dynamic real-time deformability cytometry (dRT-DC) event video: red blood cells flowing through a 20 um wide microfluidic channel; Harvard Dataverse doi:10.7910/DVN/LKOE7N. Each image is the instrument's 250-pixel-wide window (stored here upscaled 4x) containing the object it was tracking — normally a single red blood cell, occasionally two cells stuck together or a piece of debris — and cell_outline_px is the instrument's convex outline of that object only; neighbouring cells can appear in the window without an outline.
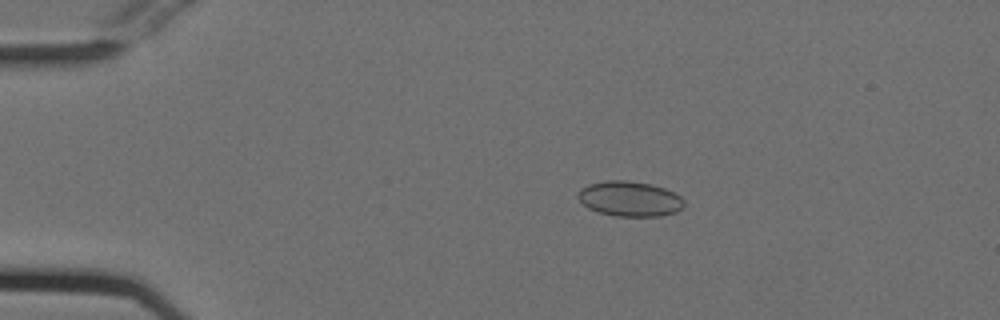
{"species": "Egyptian fruit bat (a non-hibernating species)", "species_latin": "Rousettus aegyptiacus", "temperature_condition": "cold", "stored_images_in_passage": 13, "segment_of_instrument_passage": [1, 2], "camera_frame_rate_fps": 3000, "um_per_image_px": 0.085, "animal": {"sex": "female"}, "frame": {"image": 1, "passage_image": 4, "time_ms": 1.0, "image_size_px": [1000, 320], "cell_outline_px": [[684, 204], [676, 212], [660, 216], [616, 216], [600, 212], [588, 208], [576, 196], [580, 188], [588, 184], [604, 180], [628, 180], [652, 184], [676, 192], [684, 200]], "centroid_in_image_um": [53.52, 16.88], "position_along_channel_um": 31.5, "area_um2": 21.85}}
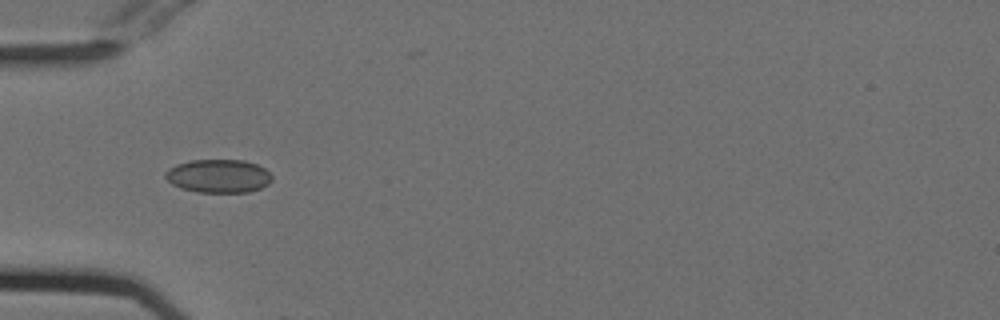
{"frame": {"image": 2, "passage_image": 11, "time_ms": 3.333, "image_size_px": [1000, 320], "cell_outline_px": [[272, 180], [268, 184], [260, 188], [248, 192], [196, 192], [180, 188], [172, 184], [164, 176], [164, 172], [168, 168], [176, 164], [188, 160], [244, 160], [256, 164], [264, 168], [272, 176]], "centroid_in_image_um": [18.54, 14.96], "position_along_channel_um": 66.5, "area_um2": 20.87}}